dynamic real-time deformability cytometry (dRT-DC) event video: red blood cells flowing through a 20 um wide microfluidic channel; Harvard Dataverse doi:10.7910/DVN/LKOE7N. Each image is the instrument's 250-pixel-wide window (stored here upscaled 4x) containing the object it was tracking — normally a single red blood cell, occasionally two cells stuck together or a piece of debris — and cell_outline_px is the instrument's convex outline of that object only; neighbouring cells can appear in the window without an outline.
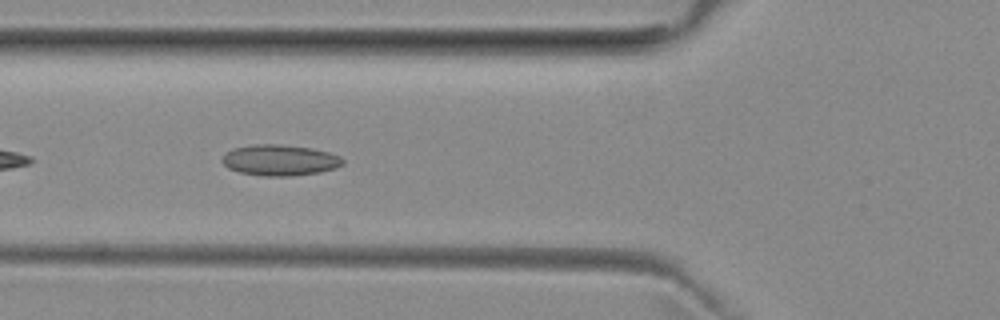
{"species": "common noctule bat (a hibernating species)", "species_latin": "Nyctalus noctula", "temperature_condition": "room temperature", "stored_images_in_passage": 34, "camera_frame_rate_fps": 3000, "um_per_image_px": 0.085, "animal": {"sex": "female", "body_mass_g": 29.2, "forearm_length_mm": 56.3}, "frame": {"image": 1, "passage_image": 3, "time_ms": 0.667, "image_size_px": [1000, 320], "cell_outline_px": [[344, 164], [336, 168], [320, 172], [292, 176], [264, 176], [240, 172], [228, 168], [220, 160], [232, 148], [256, 144], [280, 144], [312, 148], [328, 152], [340, 156], [344, 160]], "centroid_in_image_um": [23.81, 13.61], "position_along_channel_um": 102.0, "area_um2": 21.79}}
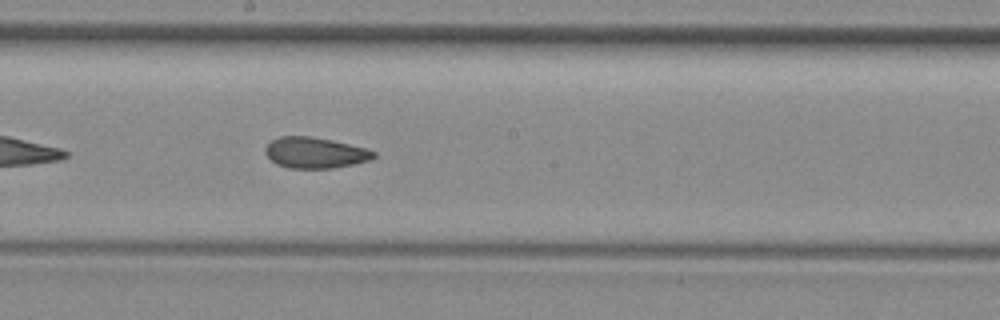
{"frame": {"image": 2, "passage_image": 12, "time_ms": 3.667, "image_size_px": [1000, 320], "cell_outline_px": [[376, 156], [372, 160], [332, 168], [288, 168], [276, 164], [264, 152], [264, 148], [272, 140], [280, 136], [308, 136], [332, 140], [368, 148], [376, 152]], "centroid_in_image_um": [26.8, 12.98], "position_along_channel_um": 221.4, "area_um2": 19.59}}
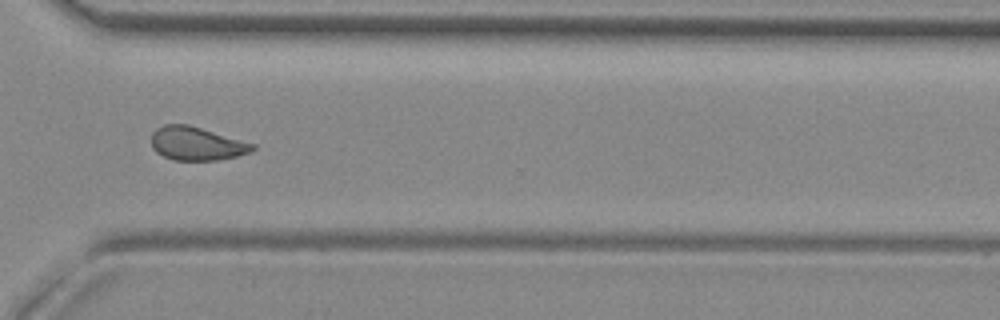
{"frame": {"image": 3, "passage_image": 22, "time_ms": 7.0, "image_size_px": [1000, 320], "cell_outline_px": [[256, 148], [252, 152], [236, 156], [216, 160], [172, 160], [156, 152], [152, 148], [152, 132], [156, 128], [164, 124], [188, 124], [256, 144]], "centroid_in_image_um": [16.71, 12.2], "position_along_channel_um": 353.9, "area_um2": 19.83}}